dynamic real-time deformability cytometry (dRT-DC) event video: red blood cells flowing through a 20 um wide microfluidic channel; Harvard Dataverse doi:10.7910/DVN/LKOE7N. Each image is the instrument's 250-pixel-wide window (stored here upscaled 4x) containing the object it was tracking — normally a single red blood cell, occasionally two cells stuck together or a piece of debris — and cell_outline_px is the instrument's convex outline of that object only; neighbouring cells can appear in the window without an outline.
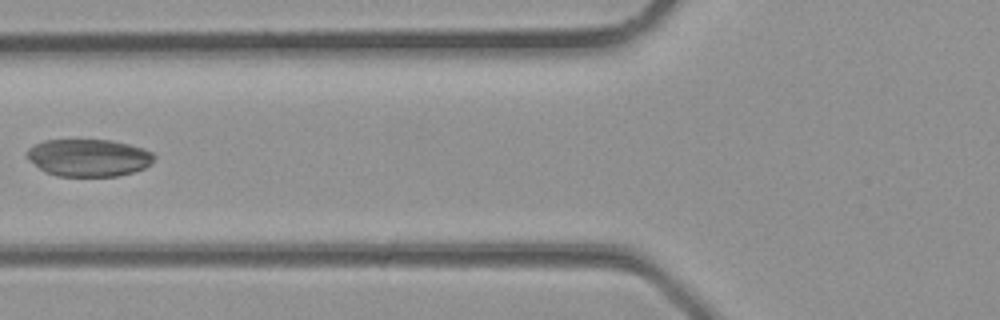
{"species": "common noctule bat (a hibernating species)", "species_latin": "Nyctalus noctula", "temperature_condition": "room temperature", "stored_images_in_passage": 27, "camera_frame_rate_fps": 3000, "um_per_image_px": 0.085, "animal": {"sex": "male", "body_mass_g": 23.1, "forearm_length_mm": 52.7}, "frame": {"image": 1, "passage_image": 8, "time_ms": 2.333, "image_size_px": [1000, 320], "cell_outline_px": [[156, 156], [144, 168], [132, 172], [116, 176], [56, 176], [40, 168], [28, 160], [24, 152], [28, 148], [44, 140], [112, 140], [144, 148], [152, 152]], "centroid_in_image_um": [7.51, 13.39], "position_along_channel_um": 118.3, "area_um2": 27.63}}
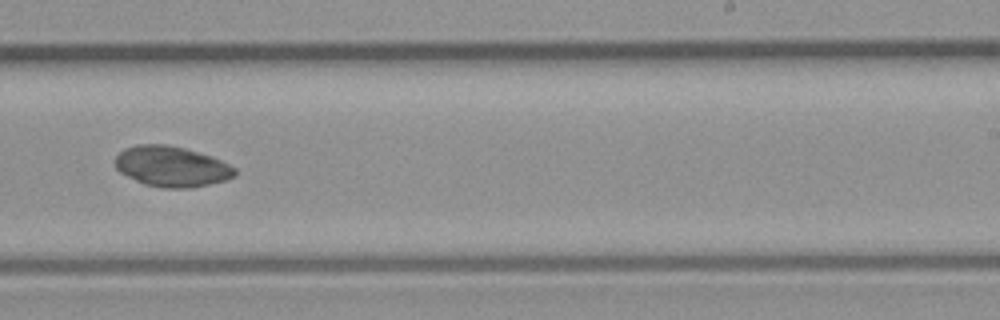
{"frame": {"image": 2, "passage_image": 16, "time_ms": 5.0, "image_size_px": [1000, 320], "cell_outline_px": [[236, 176], [224, 180], [192, 188], [164, 188], [144, 184], [120, 172], [116, 168], [112, 160], [124, 148], [136, 144], [168, 144], [184, 148], [212, 156], [236, 168]], "centroid_in_image_um": [14.56, 14.14], "position_along_channel_um": 274.4, "area_um2": 28.38}}
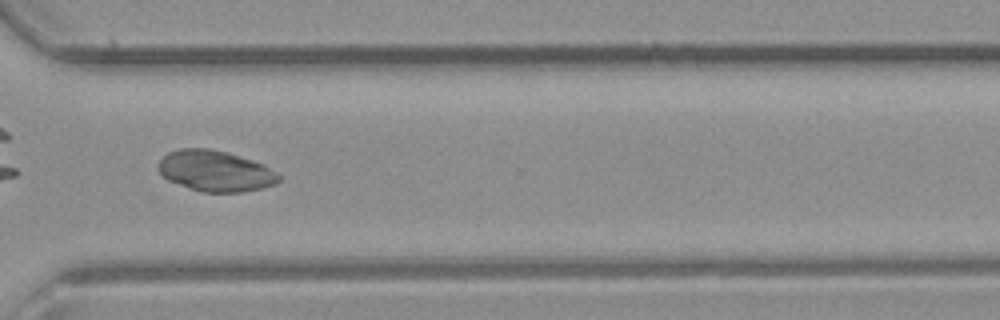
{"frame": {"image": 3, "passage_image": 20, "time_ms": 6.333, "image_size_px": [1000, 320], "cell_outline_px": [[284, 176], [276, 184], [260, 188], [240, 192], [204, 192], [168, 180], [160, 172], [160, 160], [168, 152], [180, 148], [208, 148], [224, 152], [252, 160], [264, 164]], "centroid_in_image_um": [18.37, 14.53], "position_along_channel_um": 352.2, "area_um2": 28.38}}